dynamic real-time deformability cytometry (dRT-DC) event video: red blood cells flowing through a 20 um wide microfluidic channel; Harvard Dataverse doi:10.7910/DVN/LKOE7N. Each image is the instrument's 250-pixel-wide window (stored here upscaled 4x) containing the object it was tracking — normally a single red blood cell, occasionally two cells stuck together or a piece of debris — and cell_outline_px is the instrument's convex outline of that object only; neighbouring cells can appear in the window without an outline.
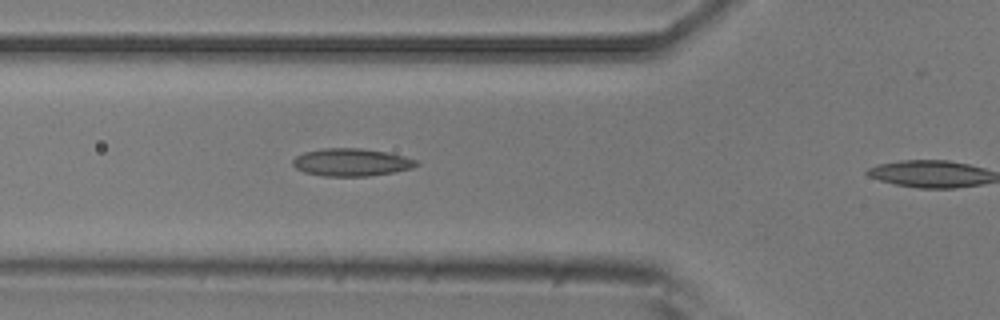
{"species": "common noctule bat (a hibernating species)", "species_latin": "Nyctalus noctula", "temperature_condition": "room temperature", "stored_images_in_passage": 3, "camera_frame_rate_fps": 3000, "um_per_image_px": 0.085, "animal": {"sex": "male", "body_mass_g": 20.5, "forearm_length_mm": 52.5}, "frame": {"image": 1, "passage_image": 2, "time_ms": 0.333, "image_size_px": [1000, 320], "cell_outline_px": [[420, 164], [412, 168], [396, 172], [368, 176], [324, 176], [304, 172], [296, 168], [292, 164], [292, 160], [296, 156], [304, 152], [324, 148], [360, 148], [388, 152], [404, 156], [416, 160]], "centroid_in_image_um": [29.88, 13.79], "position_along_channel_um": 95.9, "area_um2": 20.0}}